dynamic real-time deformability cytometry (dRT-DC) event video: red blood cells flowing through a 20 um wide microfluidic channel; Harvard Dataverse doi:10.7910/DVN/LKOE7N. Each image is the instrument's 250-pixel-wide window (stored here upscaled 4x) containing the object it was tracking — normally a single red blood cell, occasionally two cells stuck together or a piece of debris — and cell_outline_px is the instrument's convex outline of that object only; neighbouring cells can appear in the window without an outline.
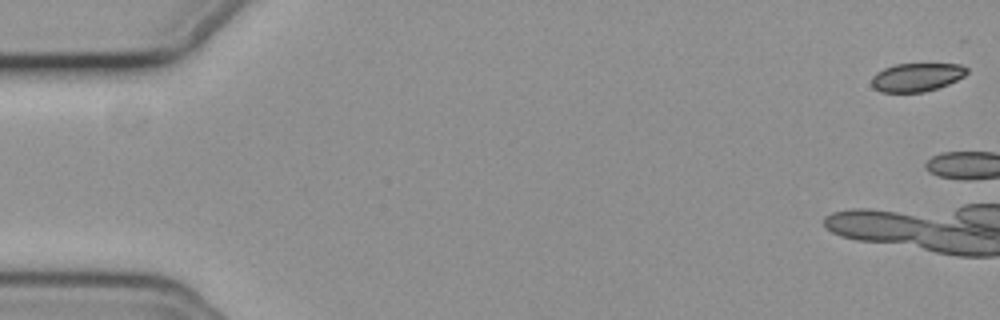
{"species": "common noctule bat (a hibernating species)", "species_latin": "Nyctalus noctula", "temperature_condition": "cold", "stored_images_in_passage": 4, "camera_frame_rate_fps": 3000, "um_per_image_px": 0.085, "animal": {"sex": "female", "body_mass_g": 19.3, "forearm_length_mm": 54.1}, "frame": {"image": 1, "passage_image": 1, "time_ms": 0.0, "image_size_px": [1000, 320], "cell_outline_px": [[968, 72], [964, 76], [948, 84], [924, 92], [880, 92], [872, 88], [872, 76], [876, 72], [884, 68], [896, 64], [960, 64], [968, 68]], "centroid_in_image_um": [77.9, 6.56], "position_along_channel_um": 7.1, "area_um2": 15.78}}